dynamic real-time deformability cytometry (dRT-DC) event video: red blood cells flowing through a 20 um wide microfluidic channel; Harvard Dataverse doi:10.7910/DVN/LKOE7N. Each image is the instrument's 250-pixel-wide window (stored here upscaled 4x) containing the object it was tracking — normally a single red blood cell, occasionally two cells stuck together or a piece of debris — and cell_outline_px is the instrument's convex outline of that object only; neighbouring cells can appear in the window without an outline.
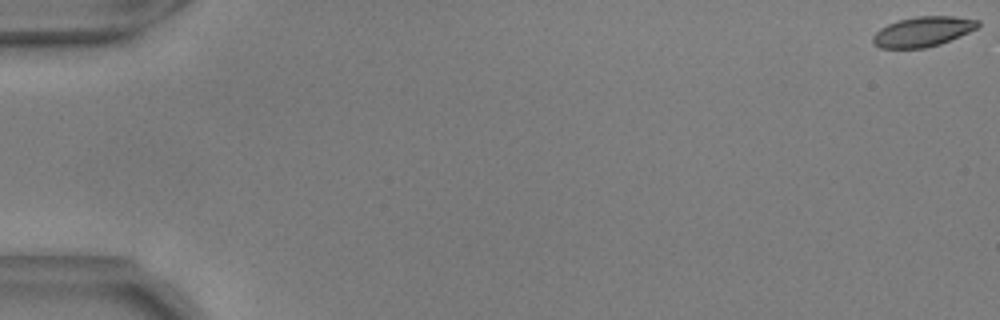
{"species": "common noctule bat (a hibernating species)", "species_latin": "Nyctalus noctula", "temperature_condition": "warm", "stored_images_in_passage": 36, "camera_frame_rate_fps": 3000, "um_per_image_px": 0.085, "animal": {"sex": "male", "body_mass_g": 17.9, "forearm_length_mm": 54.2}, "frame": {"image": 1, "passage_image": 1, "time_ms": 0.0, "image_size_px": [1000, 320], "cell_outline_px": [[980, 24], [976, 28], [968, 32], [940, 44], [924, 48], [880, 48], [872, 44], [872, 36], [880, 28], [888, 24], [900, 20], [916, 16], [952, 16], [980, 20]], "centroid_in_image_um": [78.41, 2.69], "position_along_channel_um": 6.6, "area_um2": 18.26}}
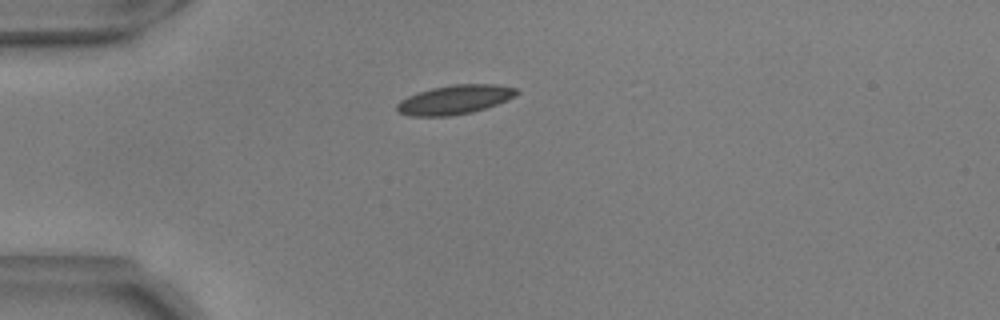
{"frame": {"image": 2, "passage_image": 16, "time_ms": 5.0, "image_size_px": [1000, 320], "cell_outline_px": [[520, 92], [496, 104], [472, 112], [448, 116], [412, 116], [400, 112], [396, 108], [396, 104], [400, 100], [408, 96], [432, 88], [456, 84], [496, 84], [516, 88]], "centroid_in_image_um": [38.63, 8.46], "position_along_channel_um": 46.4, "area_um2": 19.94}}